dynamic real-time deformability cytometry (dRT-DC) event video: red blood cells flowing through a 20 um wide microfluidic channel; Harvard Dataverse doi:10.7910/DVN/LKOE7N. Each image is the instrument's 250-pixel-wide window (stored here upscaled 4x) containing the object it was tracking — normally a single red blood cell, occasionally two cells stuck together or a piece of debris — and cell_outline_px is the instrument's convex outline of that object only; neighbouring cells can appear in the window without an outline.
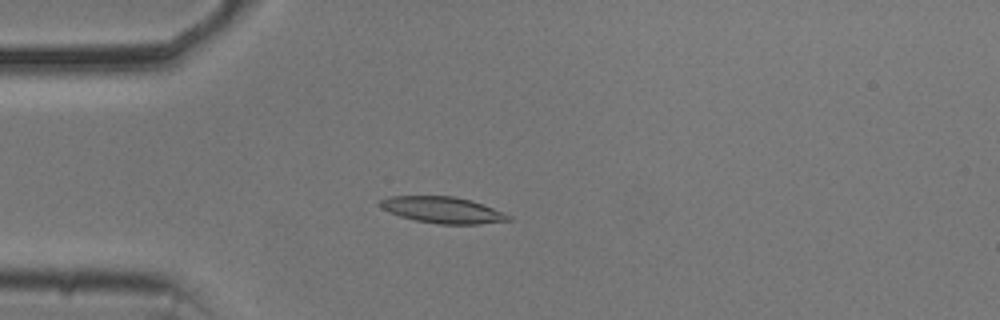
{"species": "common noctule bat (a hibernating species)", "species_latin": "Nyctalus noctula", "temperature_condition": "cold", "stored_images_in_passage": 55, "camera_frame_rate_fps": 3000, "um_per_image_px": 0.085, "animal": {"sex": "male", "body_mass_g": 20.5, "forearm_length_mm": 52.5}, "frame": {"image": 1, "passage_image": 15, "time_ms": 4.667, "image_size_px": [1000, 320], "cell_outline_px": [[512, 220], [480, 224], [440, 224], [416, 220], [400, 216], [388, 212], [380, 208], [376, 204], [380, 200], [388, 196], [456, 196], [472, 200], [504, 212], [512, 216]], "centroid_in_image_um": [37.61, 17.84], "position_along_channel_um": 47.4, "area_um2": 19.94}}
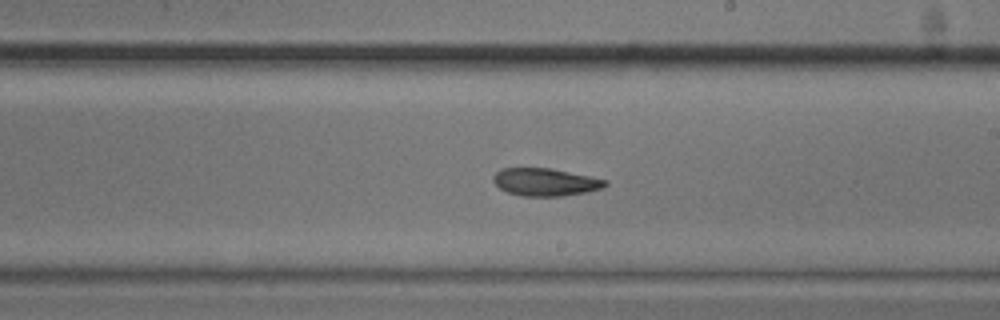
{"frame": {"image": 2, "passage_image": 32, "time_ms": 10.333, "image_size_px": [1000, 320], "cell_outline_px": [[608, 184], [604, 188], [588, 192], [564, 196], [520, 196], [508, 192], [500, 188], [492, 180], [492, 176], [496, 172], [504, 168], [552, 168], [608, 180]], "centroid_in_image_um": [46.38, 15.48], "position_along_channel_um": 242.6, "area_um2": 18.21}}
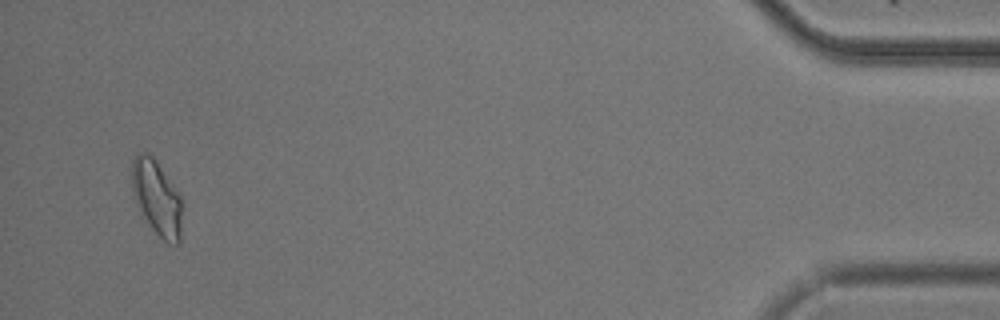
{"frame": {"image": 3, "passage_image": 53, "time_ms": 17.333, "image_size_px": [1000, 320], "cell_outline_px": [[184, 208], [180, 244], [168, 244], [148, 224], [132, 196], [132, 160], [140, 152], [148, 152], [156, 160], [180, 196]], "centroid_in_image_um": [13.36, 16.85], "position_along_channel_um": 421.8, "area_um2": 22.25}, "authors_computed_cell_mechanics": {"area_um2": 18.9584, "velocity_mm_per_s": 3.7006, "shape_relaxation_time_tau1_ms": null, "shape_relaxation_time_tau2_ms": 5.0174, "deformation_change_tau1": null, "deformation_change_tau2": 0.1078}}